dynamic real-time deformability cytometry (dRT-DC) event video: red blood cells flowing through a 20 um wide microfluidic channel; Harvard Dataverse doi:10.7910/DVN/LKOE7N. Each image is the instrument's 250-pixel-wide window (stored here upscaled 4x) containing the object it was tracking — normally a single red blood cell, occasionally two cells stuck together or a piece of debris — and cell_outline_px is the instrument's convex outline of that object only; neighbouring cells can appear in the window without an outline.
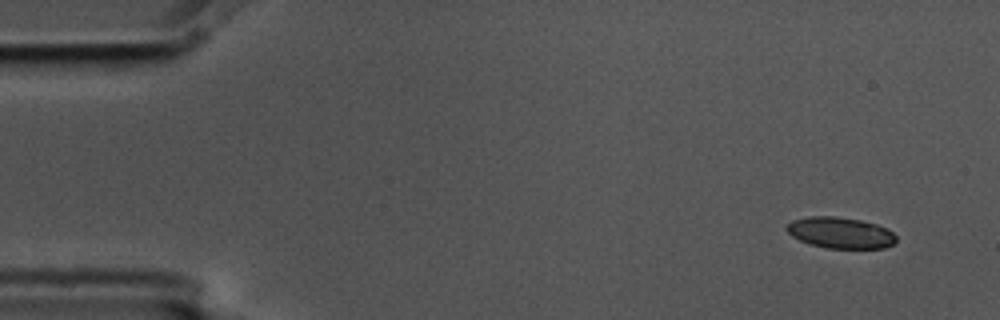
{"species": "common noctule bat (a hibernating species)", "species_latin": "Nyctalus noctula", "temperature_condition": "cold", "stored_images_in_passage": 5, "segment_of_instrument_passage": [1, 2], "camera_frame_rate_fps": 3000, "um_per_image_px": 0.085, "animal": {"sex": "male", "body_mass_g": 17.5, "forearm_length_mm": 52.3}, "frame": {"image": 1, "passage_image": 1, "time_ms": 0.0, "image_size_px": [1000, 320], "cell_outline_px": [[896, 240], [892, 244], [884, 248], [828, 248], [812, 244], [800, 240], [792, 236], [784, 228], [792, 220], [808, 216], [836, 216], [860, 220], [876, 224], [892, 232], [896, 236]], "centroid_in_image_um": [71.41, 19.77], "position_along_channel_um": 13.6, "area_um2": 19.71}}